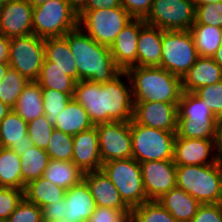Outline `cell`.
I'll use <instances>...</instances> for the list:
<instances>
[{"mask_svg":"<svg viewBox=\"0 0 222 222\" xmlns=\"http://www.w3.org/2000/svg\"><path fill=\"white\" fill-rule=\"evenodd\" d=\"M121 77L127 78V85ZM73 99L85 108L94 126L133 118L131 83L125 71L108 82H76Z\"/></svg>","mask_w":222,"mask_h":222,"instance_id":"6da1fadb","label":"cell"},{"mask_svg":"<svg viewBox=\"0 0 222 222\" xmlns=\"http://www.w3.org/2000/svg\"><path fill=\"white\" fill-rule=\"evenodd\" d=\"M79 26L63 37L68 41L77 67L78 82L103 83L113 80L122 70L116 65L110 48L97 43Z\"/></svg>","mask_w":222,"mask_h":222,"instance_id":"7a4b0ae2","label":"cell"},{"mask_svg":"<svg viewBox=\"0 0 222 222\" xmlns=\"http://www.w3.org/2000/svg\"><path fill=\"white\" fill-rule=\"evenodd\" d=\"M133 102H166L178 104L182 95L181 78L161 67L128 68Z\"/></svg>","mask_w":222,"mask_h":222,"instance_id":"3957f363","label":"cell"},{"mask_svg":"<svg viewBox=\"0 0 222 222\" xmlns=\"http://www.w3.org/2000/svg\"><path fill=\"white\" fill-rule=\"evenodd\" d=\"M176 187L194 197L200 204L222 203V162L209 165H179Z\"/></svg>","mask_w":222,"mask_h":222,"instance_id":"277c9868","label":"cell"},{"mask_svg":"<svg viewBox=\"0 0 222 222\" xmlns=\"http://www.w3.org/2000/svg\"><path fill=\"white\" fill-rule=\"evenodd\" d=\"M132 158L139 163L173 160L175 132L159 130L130 121Z\"/></svg>","mask_w":222,"mask_h":222,"instance_id":"5b68a950","label":"cell"},{"mask_svg":"<svg viewBox=\"0 0 222 222\" xmlns=\"http://www.w3.org/2000/svg\"><path fill=\"white\" fill-rule=\"evenodd\" d=\"M77 27L78 15L66 0H50L33 7L32 30L37 37H63Z\"/></svg>","mask_w":222,"mask_h":222,"instance_id":"8992f818","label":"cell"},{"mask_svg":"<svg viewBox=\"0 0 222 222\" xmlns=\"http://www.w3.org/2000/svg\"><path fill=\"white\" fill-rule=\"evenodd\" d=\"M101 169L130 209L149 201L143 186L140 163L134 158L111 160L103 163Z\"/></svg>","mask_w":222,"mask_h":222,"instance_id":"52a82bcc","label":"cell"},{"mask_svg":"<svg viewBox=\"0 0 222 222\" xmlns=\"http://www.w3.org/2000/svg\"><path fill=\"white\" fill-rule=\"evenodd\" d=\"M133 19L122 6L88 10L78 15V26L97 43L110 47L117 35Z\"/></svg>","mask_w":222,"mask_h":222,"instance_id":"ba28073f","label":"cell"},{"mask_svg":"<svg viewBox=\"0 0 222 222\" xmlns=\"http://www.w3.org/2000/svg\"><path fill=\"white\" fill-rule=\"evenodd\" d=\"M197 57L196 47L189 30H163L161 68L182 79L194 65Z\"/></svg>","mask_w":222,"mask_h":222,"instance_id":"9c48e42d","label":"cell"},{"mask_svg":"<svg viewBox=\"0 0 222 222\" xmlns=\"http://www.w3.org/2000/svg\"><path fill=\"white\" fill-rule=\"evenodd\" d=\"M145 23L164 31H186L195 21L192 0H153Z\"/></svg>","mask_w":222,"mask_h":222,"instance_id":"30bf717a","label":"cell"},{"mask_svg":"<svg viewBox=\"0 0 222 222\" xmlns=\"http://www.w3.org/2000/svg\"><path fill=\"white\" fill-rule=\"evenodd\" d=\"M45 60L44 39L35 34L10 38L8 64L29 81H36Z\"/></svg>","mask_w":222,"mask_h":222,"instance_id":"8fae6325","label":"cell"},{"mask_svg":"<svg viewBox=\"0 0 222 222\" xmlns=\"http://www.w3.org/2000/svg\"><path fill=\"white\" fill-rule=\"evenodd\" d=\"M102 164L132 158L130 121H112L95 126Z\"/></svg>","mask_w":222,"mask_h":222,"instance_id":"7c38bea8","label":"cell"},{"mask_svg":"<svg viewBox=\"0 0 222 222\" xmlns=\"http://www.w3.org/2000/svg\"><path fill=\"white\" fill-rule=\"evenodd\" d=\"M140 168L148 200H158L176 187L177 165L174 160L146 161L140 163Z\"/></svg>","mask_w":222,"mask_h":222,"instance_id":"4fadbf2b","label":"cell"},{"mask_svg":"<svg viewBox=\"0 0 222 222\" xmlns=\"http://www.w3.org/2000/svg\"><path fill=\"white\" fill-rule=\"evenodd\" d=\"M133 120L142 126L177 132L178 104L166 102H133Z\"/></svg>","mask_w":222,"mask_h":222,"instance_id":"5bb4252c","label":"cell"},{"mask_svg":"<svg viewBox=\"0 0 222 222\" xmlns=\"http://www.w3.org/2000/svg\"><path fill=\"white\" fill-rule=\"evenodd\" d=\"M33 7L25 0L0 5V34L7 38L33 34Z\"/></svg>","mask_w":222,"mask_h":222,"instance_id":"9a60e30c","label":"cell"},{"mask_svg":"<svg viewBox=\"0 0 222 222\" xmlns=\"http://www.w3.org/2000/svg\"><path fill=\"white\" fill-rule=\"evenodd\" d=\"M215 140L177 137L174 142V163L179 165H209L218 161ZM213 154L211 157L210 155ZM210 157V158H209Z\"/></svg>","mask_w":222,"mask_h":222,"instance_id":"2e32d148","label":"cell"},{"mask_svg":"<svg viewBox=\"0 0 222 222\" xmlns=\"http://www.w3.org/2000/svg\"><path fill=\"white\" fill-rule=\"evenodd\" d=\"M144 24V19H133L122 29L109 47L114 62L122 71L137 66V41L140 28Z\"/></svg>","mask_w":222,"mask_h":222,"instance_id":"e0dca14e","label":"cell"},{"mask_svg":"<svg viewBox=\"0 0 222 222\" xmlns=\"http://www.w3.org/2000/svg\"><path fill=\"white\" fill-rule=\"evenodd\" d=\"M72 162L83 172H92L102 168L99 138L96 127L73 136Z\"/></svg>","mask_w":222,"mask_h":222,"instance_id":"ac0fdd59","label":"cell"},{"mask_svg":"<svg viewBox=\"0 0 222 222\" xmlns=\"http://www.w3.org/2000/svg\"><path fill=\"white\" fill-rule=\"evenodd\" d=\"M83 180L87 183L98 207L131 210L102 169L84 173Z\"/></svg>","mask_w":222,"mask_h":222,"instance_id":"d6986e66","label":"cell"},{"mask_svg":"<svg viewBox=\"0 0 222 222\" xmlns=\"http://www.w3.org/2000/svg\"><path fill=\"white\" fill-rule=\"evenodd\" d=\"M0 147L10 148L19 156L33 147L28 137V123L13 109L0 122Z\"/></svg>","mask_w":222,"mask_h":222,"instance_id":"ffe728a7","label":"cell"},{"mask_svg":"<svg viewBox=\"0 0 222 222\" xmlns=\"http://www.w3.org/2000/svg\"><path fill=\"white\" fill-rule=\"evenodd\" d=\"M222 81V68L212 57L198 56L194 65L182 77V91L194 92L199 87Z\"/></svg>","mask_w":222,"mask_h":222,"instance_id":"44dd1931","label":"cell"},{"mask_svg":"<svg viewBox=\"0 0 222 222\" xmlns=\"http://www.w3.org/2000/svg\"><path fill=\"white\" fill-rule=\"evenodd\" d=\"M64 200L66 219L72 222H86L97 207L84 180L66 190Z\"/></svg>","mask_w":222,"mask_h":222,"instance_id":"7402d4cb","label":"cell"},{"mask_svg":"<svg viewBox=\"0 0 222 222\" xmlns=\"http://www.w3.org/2000/svg\"><path fill=\"white\" fill-rule=\"evenodd\" d=\"M163 30L144 24L137 41V66L160 67Z\"/></svg>","mask_w":222,"mask_h":222,"instance_id":"603a6c76","label":"cell"},{"mask_svg":"<svg viewBox=\"0 0 222 222\" xmlns=\"http://www.w3.org/2000/svg\"><path fill=\"white\" fill-rule=\"evenodd\" d=\"M177 222H191L201 205L194 197L175 187L157 200Z\"/></svg>","mask_w":222,"mask_h":222,"instance_id":"cb8c5ba5","label":"cell"},{"mask_svg":"<svg viewBox=\"0 0 222 222\" xmlns=\"http://www.w3.org/2000/svg\"><path fill=\"white\" fill-rule=\"evenodd\" d=\"M94 127L85 108L72 98L56 120L54 128L74 136Z\"/></svg>","mask_w":222,"mask_h":222,"instance_id":"d4e9b609","label":"cell"},{"mask_svg":"<svg viewBox=\"0 0 222 222\" xmlns=\"http://www.w3.org/2000/svg\"><path fill=\"white\" fill-rule=\"evenodd\" d=\"M45 60L54 63V66L63 70L64 74L78 82L77 67L74 56L64 37L44 39Z\"/></svg>","mask_w":222,"mask_h":222,"instance_id":"484cf974","label":"cell"},{"mask_svg":"<svg viewBox=\"0 0 222 222\" xmlns=\"http://www.w3.org/2000/svg\"><path fill=\"white\" fill-rule=\"evenodd\" d=\"M66 190L59 187L44 177L32 180L25 185L24 198L39 206L41 209L55 202H62Z\"/></svg>","mask_w":222,"mask_h":222,"instance_id":"4316f807","label":"cell"},{"mask_svg":"<svg viewBox=\"0 0 222 222\" xmlns=\"http://www.w3.org/2000/svg\"><path fill=\"white\" fill-rule=\"evenodd\" d=\"M13 110L27 123L44 115L42 89L36 81L24 87Z\"/></svg>","mask_w":222,"mask_h":222,"instance_id":"83f0119b","label":"cell"},{"mask_svg":"<svg viewBox=\"0 0 222 222\" xmlns=\"http://www.w3.org/2000/svg\"><path fill=\"white\" fill-rule=\"evenodd\" d=\"M42 177L68 190L83 180L84 173L72 161L50 159Z\"/></svg>","mask_w":222,"mask_h":222,"instance_id":"f1b7e54d","label":"cell"},{"mask_svg":"<svg viewBox=\"0 0 222 222\" xmlns=\"http://www.w3.org/2000/svg\"><path fill=\"white\" fill-rule=\"evenodd\" d=\"M177 118L199 123H217L218 119L194 92H182L177 106Z\"/></svg>","mask_w":222,"mask_h":222,"instance_id":"f546056e","label":"cell"},{"mask_svg":"<svg viewBox=\"0 0 222 222\" xmlns=\"http://www.w3.org/2000/svg\"><path fill=\"white\" fill-rule=\"evenodd\" d=\"M21 160V190H24L25 185L43 175L49 161L45 149L33 146L25 153L20 155Z\"/></svg>","mask_w":222,"mask_h":222,"instance_id":"4dcf8cb0","label":"cell"},{"mask_svg":"<svg viewBox=\"0 0 222 222\" xmlns=\"http://www.w3.org/2000/svg\"><path fill=\"white\" fill-rule=\"evenodd\" d=\"M189 32L198 56L213 57L222 44V28L210 25H192Z\"/></svg>","mask_w":222,"mask_h":222,"instance_id":"1f68e13d","label":"cell"},{"mask_svg":"<svg viewBox=\"0 0 222 222\" xmlns=\"http://www.w3.org/2000/svg\"><path fill=\"white\" fill-rule=\"evenodd\" d=\"M36 82L41 89H52L63 93H74L76 81L64 74L63 70L54 66L49 60H44Z\"/></svg>","mask_w":222,"mask_h":222,"instance_id":"d6a6232c","label":"cell"},{"mask_svg":"<svg viewBox=\"0 0 222 222\" xmlns=\"http://www.w3.org/2000/svg\"><path fill=\"white\" fill-rule=\"evenodd\" d=\"M0 187L21 189L20 156L10 148L0 147Z\"/></svg>","mask_w":222,"mask_h":222,"instance_id":"836d02e7","label":"cell"},{"mask_svg":"<svg viewBox=\"0 0 222 222\" xmlns=\"http://www.w3.org/2000/svg\"><path fill=\"white\" fill-rule=\"evenodd\" d=\"M28 82L26 77L9 67L5 77L0 82V101L13 109Z\"/></svg>","mask_w":222,"mask_h":222,"instance_id":"e575fe53","label":"cell"},{"mask_svg":"<svg viewBox=\"0 0 222 222\" xmlns=\"http://www.w3.org/2000/svg\"><path fill=\"white\" fill-rule=\"evenodd\" d=\"M132 222H177L157 200H149L131 209Z\"/></svg>","mask_w":222,"mask_h":222,"instance_id":"d590c367","label":"cell"},{"mask_svg":"<svg viewBox=\"0 0 222 222\" xmlns=\"http://www.w3.org/2000/svg\"><path fill=\"white\" fill-rule=\"evenodd\" d=\"M217 123H199L177 118V137L216 140Z\"/></svg>","mask_w":222,"mask_h":222,"instance_id":"8d00e7d4","label":"cell"},{"mask_svg":"<svg viewBox=\"0 0 222 222\" xmlns=\"http://www.w3.org/2000/svg\"><path fill=\"white\" fill-rule=\"evenodd\" d=\"M74 93H63L52 89H42L44 115L53 126L62 110L72 100Z\"/></svg>","mask_w":222,"mask_h":222,"instance_id":"74e56055","label":"cell"},{"mask_svg":"<svg viewBox=\"0 0 222 222\" xmlns=\"http://www.w3.org/2000/svg\"><path fill=\"white\" fill-rule=\"evenodd\" d=\"M73 136L54 129L45 151L50 159L71 161L73 155Z\"/></svg>","mask_w":222,"mask_h":222,"instance_id":"f35d334b","label":"cell"},{"mask_svg":"<svg viewBox=\"0 0 222 222\" xmlns=\"http://www.w3.org/2000/svg\"><path fill=\"white\" fill-rule=\"evenodd\" d=\"M54 129V126L43 115L28 122V137L33 146L46 149Z\"/></svg>","mask_w":222,"mask_h":222,"instance_id":"ab89813d","label":"cell"},{"mask_svg":"<svg viewBox=\"0 0 222 222\" xmlns=\"http://www.w3.org/2000/svg\"><path fill=\"white\" fill-rule=\"evenodd\" d=\"M194 93L203 99L218 120L222 119V81L199 87Z\"/></svg>","mask_w":222,"mask_h":222,"instance_id":"60d3db41","label":"cell"},{"mask_svg":"<svg viewBox=\"0 0 222 222\" xmlns=\"http://www.w3.org/2000/svg\"><path fill=\"white\" fill-rule=\"evenodd\" d=\"M193 25H210L222 28V2L195 6Z\"/></svg>","mask_w":222,"mask_h":222,"instance_id":"b9f144b4","label":"cell"},{"mask_svg":"<svg viewBox=\"0 0 222 222\" xmlns=\"http://www.w3.org/2000/svg\"><path fill=\"white\" fill-rule=\"evenodd\" d=\"M6 222H43L42 209L23 198Z\"/></svg>","mask_w":222,"mask_h":222,"instance_id":"7bdbcfd3","label":"cell"},{"mask_svg":"<svg viewBox=\"0 0 222 222\" xmlns=\"http://www.w3.org/2000/svg\"><path fill=\"white\" fill-rule=\"evenodd\" d=\"M24 198V190L0 187V221H6Z\"/></svg>","mask_w":222,"mask_h":222,"instance_id":"ee69618b","label":"cell"},{"mask_svg":"<svg viewBox=\"0 0 222 222\" xmlns=\"http://www.w3.org/2000/svg\"><path fill=\"white\" fill-rule=\"evenodd\" d=\"M130 213L131 210H119L97 206L94 213L86 222H127L130 219Z\"/></svg>","mask_w":222,"mask_h":222,"instance_id":"f6af8a7d","label":"cell"},{"mask_svg":"<svg viewBox=\"0 0 222 222\" xmlns=\"http://www.w3.org/2000/svg\"><path fill=\"white\" fill-rule=\"evenodd\" d=\"M191 222H222V203L201 204Z\"/></svg>","mask_w":222,"mask_h":222,"instance_id":"bcb514c9","label":"cell"},{"mask_svg":"<svg viewBox=\"0 0 222 222\" xmlns=\"http://www.w3.org/2000/svg\"><path fill=\"white\" fill-rule=\"evenodd\" d=\"M153 0H121V6L134 18L145 19L152 7Z\"/></svg>","mask_w":222,"mask_h":222,"instance_id":"7dc6e473","label":"cell"},{"mask_svg":"<svg viewBox=\"0 0 222 222\" xmlns=\"http://www.w3.org/2000/svg\"><path fill=\"white\" fill-rule=\"evenodd\" d=\"M66 203L65 200L62 202H55L42 208L43 222L53 221L58 219L66 218Z\"/></svg>","mask_w":222,"mask_h":222,"instance_id":"c3c4849f","label":"cell"},{"mask_svg":"<svg viewBox=\"0 0 222 222\" xmlns=\"http://www.w3.org/2000/svg\"><path fill=\"white\" fill-rule=\"evenodd\" d=\"M120 6H121V0H88V4L86 5L83 11L98 10V9L103 10Z\"/></svg>","mask_w":222,"mask_h":222,"instance_id":"681fc988","label":"cell"},{"mask_svg":"<svg viewBox=\"0 0 222 222\" xmlns=\"http://www.w3.org/2000/svg\"><path fill=\"white\" fill-rule=\"evenodd\" d=\"M10 52V38L0 34V64H8Z\"/></svg>","mask_w":222,"mask_h":222,"instance_id":"f907efd6","label":"cell"},{"mask_svg":"<svg viewBox=\"0 0 222 222\" xmlns=\"http://www.w3.org/2000/svg\"><path fill=\"white\" fill-rule=\"evenodd\" d=\"M215 145H216L215 152H217L216 154H217L218 160L222 162V119H219L217 121Z\"/></svg>","mask_w":222,"mask_h":222,"instance_id":"816d5d0a","label":"cell"},{"mask_svg":"<svg viewBox=\"0 0 222 222\" xmlns=\"http://www.w3.org/2000/svg\"><path fill=\"white\" fill-rule=\"evenodd\" d=\"M69 6L79 15L88 4V0H66Z\"/></svg>","mask_w":222,"mask_h":222,"instance_id":"f5cc1de1","label":"cell"},{"mask_svg":"<svg viewBox=\"0 0 222 222\" xmlns=\"http://www.w3.org/2000/svg\"><path fill=\"white\" fill-rule=\"evenodd\" d=\"M12 110L11 107L0 101V122L7 116V114Z\"/></svg>","mask_w":222,"mask_h":222,"instance_id":"db71d44e","label":"cell"},{"mask_svg":"<svg viewBox=\"0 0 222 222\" xmlns=\"http://www.w3.org/2000/svg\"><path fill=\"white\" fill-rule=\"evenodd\" d=\"M212 58L222 68V44Z\"/></svg>","mask_w":222,"mask_h":222,"instance_id":"11a10c76","label":"cell"},{"mask_svg":"<svg viewBox=\"0 0 222 222\" xmlns=\"http://www.w3.org/2000/svg\"><path fill=\"white\" fill-rule=\"evenodd\" d=\"M195 6L222 2V0H192Z\"/></svg>","mask_w":222,"mask_h":222,"instance_id":"9f6ffc18","label":"cell"},{"mask_svg":"<svg viewBox=\"0 0 222 222\" xmlns=\"http://www.w3.org/2000/svg\"><path fill=\"white\" fill-rule=\"evenodd\" d=\"M9 67V64H0V82L5 77V74Z\"/></svg>","mask_w":222,"mask_h":222,"instance_id":"6f0895ef","label":"cell"},{"mask_svg":"<svg viewBox=\"0 0 222 222\" xmlns=\"http://www.w3.org/2000/svg\"><path fill=\"white\" fill-rule=\"evenodd\" d=\"M25 1L28 2L32 7H36L50 0H25Z\"/></svg>","mask_w":222,"mask_h":222,"instance_id":"680465c9","label":"cell"},{"mask_svg":"<svg viewBox=\"0 0 222 222\" xmlns=\"http://www.w3.org/2000/svg\"><path fill=\"white\" fill-rule=\"evenodd\" d=\"M45 222H72V221H70V220H68V219H66V218H62V219H58V220H53V221H45Z\"/></svg>","mask_w":222,"mask_h":222,"instance_id":"91938a15","label":"cell"},{"mask_svg":"<svg viewBox=\"0 0 222 222\" xmlns=\"http://www.w3.org/2000/svg\"><path fill=\"white\" fill-rule=\"evenodd\" d=\"M10 1H13V0H0V5L6 4Z\"/></svg>","mask_w":222,"mask_h":222,"instance_id":"94428289","label":"cell"}]
</instances>
